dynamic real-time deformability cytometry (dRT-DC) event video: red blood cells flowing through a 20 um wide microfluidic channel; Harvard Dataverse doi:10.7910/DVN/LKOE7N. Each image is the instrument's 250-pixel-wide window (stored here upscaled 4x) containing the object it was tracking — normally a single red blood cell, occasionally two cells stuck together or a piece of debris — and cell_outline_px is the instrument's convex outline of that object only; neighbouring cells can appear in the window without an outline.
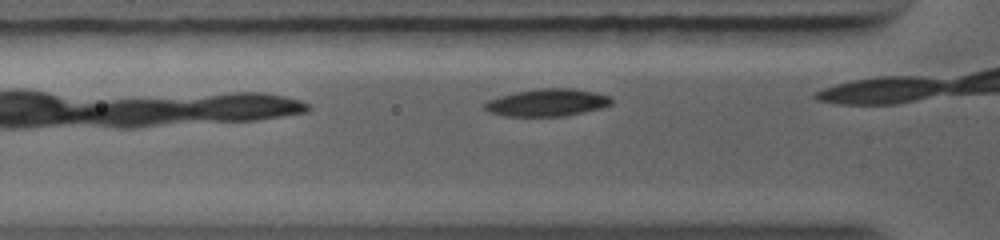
{"species": "common noctule bat (a hibernating species)", "species_latin": "Nyctalus noctula", "temperature_condition": "warm", "stored_images_in_passage": 13, "camera_frame_rate_fps": 5000, "um_per_image_px": 0.085, "animal": {"sex": "female", "body_mass_g": 19.0, "forearm_length_mm": 56.7}, "frame": {"image": 1, "passage_image": 3, "time_ms": 0.8, "image_size_px": [1000, 240], "cell_outline_px": [[612, 104], [600, 108], [564, 116], [504, 116], [488, 112], [484, 108], [484, 104], [488, 100], [500, 96], [516, 92], [540, 88], [576, 88], [596, 92], [608, 96], [612, 100]], "centroid_in_image_um": [46.5, 8.71], "position_along_channel_um": 79.3, "area_um2": 20.17}}